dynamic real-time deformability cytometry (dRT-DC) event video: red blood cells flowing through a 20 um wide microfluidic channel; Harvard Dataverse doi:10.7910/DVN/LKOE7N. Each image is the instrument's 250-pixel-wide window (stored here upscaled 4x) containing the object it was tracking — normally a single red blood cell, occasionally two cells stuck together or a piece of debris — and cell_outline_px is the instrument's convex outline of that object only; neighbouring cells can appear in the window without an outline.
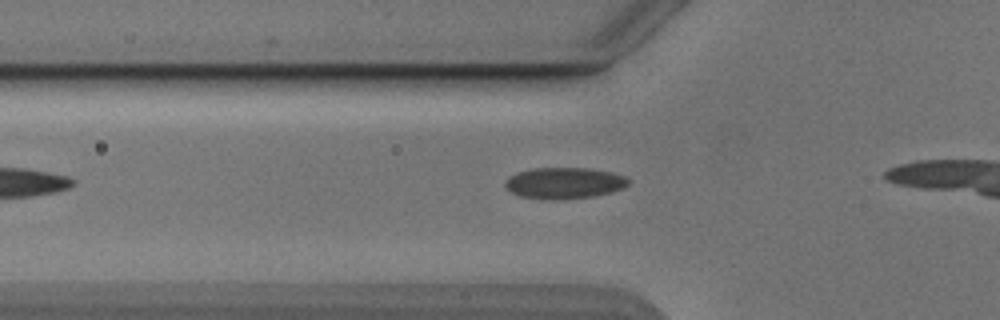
{"species": "Egyptian fruit bat (a non-hibernating species)", "species_latin": "Rousettus aegyptiacus", "temperature_condition": "cold", "stored_images_in_passage": 16, "camera_frame_rate_fps": 3000, "um_per_image_px": 0.085, "animal": {"sex": "male"}, "frame": {"image": 1, "passage_image": 4, "time_ms": 1.0, "image_size_px": [1000, 320], "cell_outline_px": [[628, 184], [624, 188], [612, 192], [592, 196], [552, 200], [520, 196], [512, 192], [504, 184], [504, 180], [508, 176], [532, 168], [588, 168], [612, 172], [624, 176], [628, 180]], "centroid_in_image_um": [47.95, 15.55], "position_along_channel_um": 77.8, "area_um2": 22.31}}
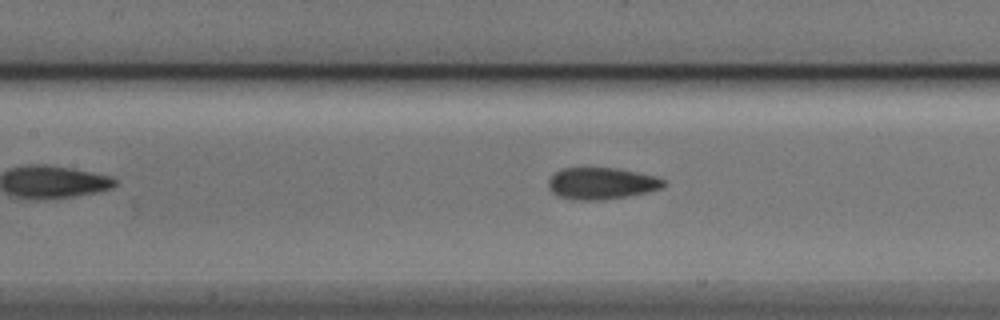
{"frame": {"image": 2, "passage_image": 10, "time_ms": 3.0, "image_size_px": [1000, 320], "cell_outline_px": [[668, 184], [660, 188], [648, 192], [628, 196], [600, 200], [576, 200], [560, 196], [552, 192], [548, 188], [548, 180], [560, 168], [616, 168], [656, 176], [664, 180]], "centroid_in_image_um": [51.13, 15.59], "position_along_channel_um": 156.3, "area_um2": 21.27}}
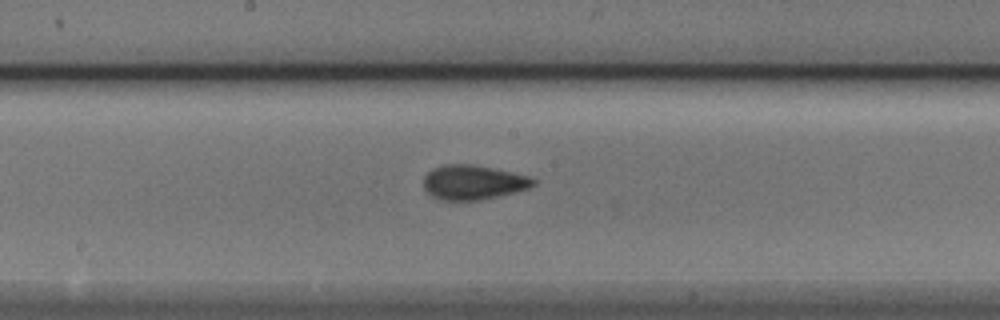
{"frame": {"image": 3, "passage_image": 14, "time_ms": 4.333, "image_size_px": [1000, 320], "cell_outline_px": [[536, 184], [528, 188], [480, 200], [440, 200], [432, 196], [424, 188], [424, 176], [432, 168], [444, 164], [472, 164], [512, 172], [528, 176], [536, 180]], "centroid_in_image_um": [40.19, 15.49], "position_along_channel_um": 208.0, "area_um2": 21.91}}